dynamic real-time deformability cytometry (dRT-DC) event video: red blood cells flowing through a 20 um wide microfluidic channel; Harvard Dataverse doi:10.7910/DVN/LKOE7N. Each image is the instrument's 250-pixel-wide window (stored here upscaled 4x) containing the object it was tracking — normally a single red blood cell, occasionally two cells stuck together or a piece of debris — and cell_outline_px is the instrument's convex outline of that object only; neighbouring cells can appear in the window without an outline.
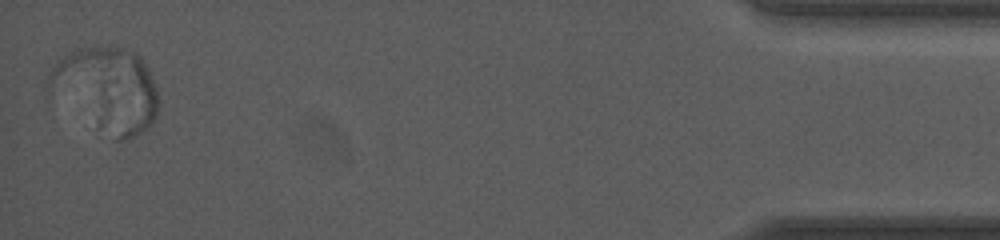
{"species": "human", "species_latin": "Homo sapiens", "temperature_condition": "room temperature", "stored_images_in_passage": 41, "segment_of_instrument_passage": [2, 2], "camera_frame_rate_fps": 3000, "um_per_image_px": 0.085, "donor": {"sex": "female"}, "frame": {"image": 1, "passage_image": 41, "time_ms": 13.0, "image_size_px": [1000, 240], "cell_outline_px": [[156, 116], [152, 124], [148, 128], [136, 136], [128, 140], [112, 140], [48, 84], [48, 72], [56, 56], [88, 48], [124, 48], [140, 56], [156, 88]], "centroid_in_image_um": [9.12, 7.6], "position_along_channel_um": 426.1, "area_um2": 51.96}}